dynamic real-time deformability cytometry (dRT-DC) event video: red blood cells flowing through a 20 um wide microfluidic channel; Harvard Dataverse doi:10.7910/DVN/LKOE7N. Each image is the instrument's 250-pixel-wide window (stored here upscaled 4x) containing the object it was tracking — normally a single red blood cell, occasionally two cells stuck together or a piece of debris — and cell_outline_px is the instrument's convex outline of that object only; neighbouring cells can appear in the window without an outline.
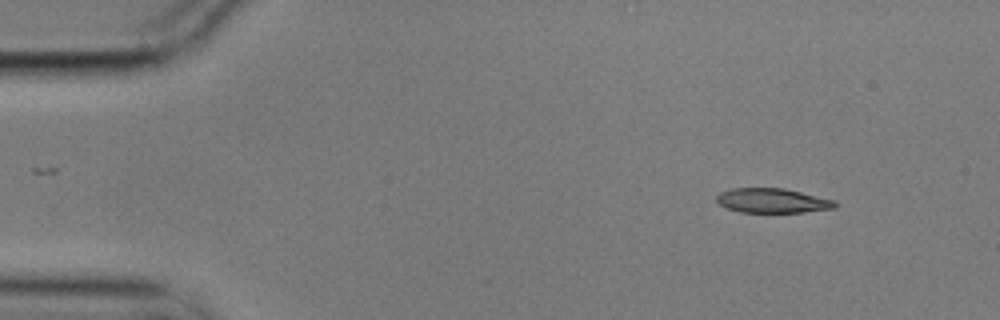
{"species": "common noctule bat (a hibernating species)", "species_latin": "Nyctalus noctula", "temperature_condition": "cold", "stored_images_in_passage": 5, "camera_frame_rate_fps": 3000, "um_per_image_px": 0.085, "animal": {"sex": "male", "body_mass_g": 17.9}, "frame": {"image": 1, "passage_image": 1, "time_ms": 0.0, "image_size_px": [1000, 320], "cell_outline_px": [[840, 204], [836, 208], [804, 212], [740, 212], [728, 208], [720, 204], [716, 200], [716, 196], [720, 192], [732, 188], [784, 188], [836, 200]], "centroid_in_image_um": [65.71, 17.05], "position_along_channel_um": 19.3, "area_um2": 17.05}}
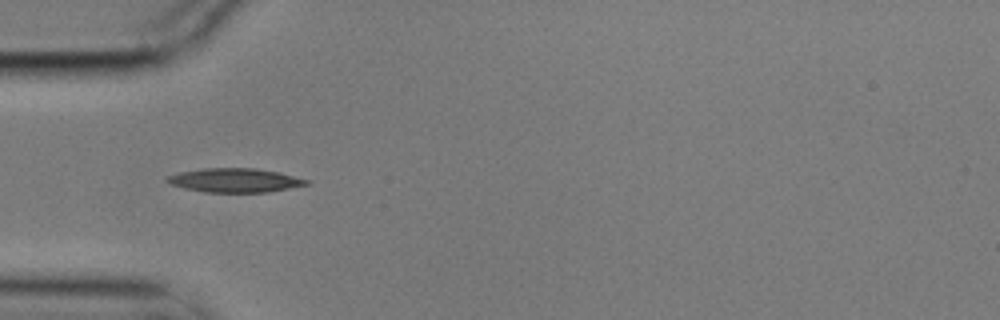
{"frame": {"image": 2, "passage_image": 4, "time_ms": 1.0, "image_size_px": [1000, 320], "cell_outline_px": [[308, 184], [268, 192], [204, 192], [184, 188], [172, 184], [164, 180], [168, 176], [180, 172], [204, 168], [256, 168], [280, 172], [308, 180]], "centroid_in_image_um": [19.95, 15.32], "position_along_channel_um": 65.1, "area_um2": 19.31}}
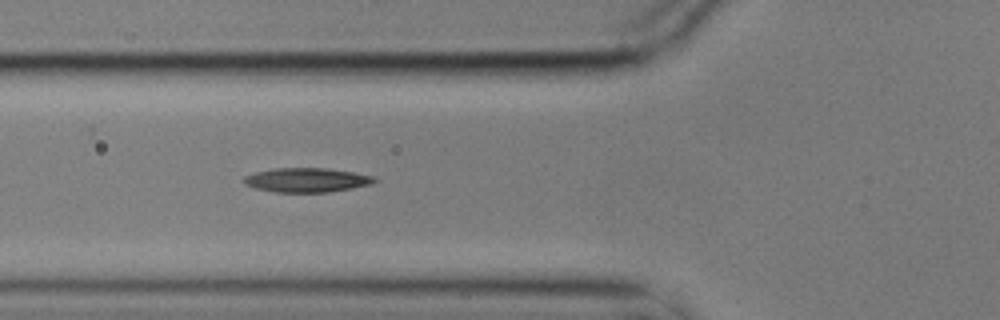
{"frame": {"image": 3, "passage_image": 5, "time_ms": 1.333, "image_size_px": [1000, 320], "cell_outline_px": [[376, 180], [372, 184], [352, 188], [328, 192], [276, 192], [256, 188], [244, 184], [244, 176], [256, 172], [272, 168], [328, 168], [352, 172], [372, 176]], "centroid_in_image_um": [26.05, 15.3], "position_along_channel_um": 99.8, "area_um2": 18.32}}